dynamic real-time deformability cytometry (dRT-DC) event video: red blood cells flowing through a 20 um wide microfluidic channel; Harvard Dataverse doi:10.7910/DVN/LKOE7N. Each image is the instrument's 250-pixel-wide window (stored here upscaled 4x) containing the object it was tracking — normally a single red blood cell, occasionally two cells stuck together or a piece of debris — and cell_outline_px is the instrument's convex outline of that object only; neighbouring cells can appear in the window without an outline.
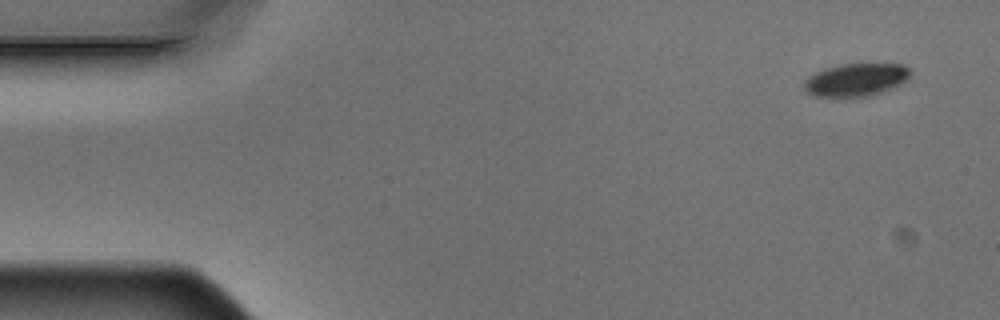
{"species": "Egyptian fruit bat (a non-hibernating species)", "species_latin": "Rousettus aegyptiacus", "temperature_condition": "warm", "stored_images_in_passage": 3, "camera_frame_rate_fps": 3000, "um_per_image_px": 0.085, "animal": {"sex": "male"}, "frame": {"image": 1, "passage_image": 1, "time_ms": 0.0, "image_size_px": [1000, 320], "cell_outline_px": [[908, 80], [896, 88], [868, 96], [812, 96], [804, 88], [804, 80], [808, 76], [824, 68], [840, 64], [904, 64], [908, 68]], "centroid_in_image_um": [72.76, 6.78], "position_along_channel_um": 12.2, "area_um2": 20.35}}